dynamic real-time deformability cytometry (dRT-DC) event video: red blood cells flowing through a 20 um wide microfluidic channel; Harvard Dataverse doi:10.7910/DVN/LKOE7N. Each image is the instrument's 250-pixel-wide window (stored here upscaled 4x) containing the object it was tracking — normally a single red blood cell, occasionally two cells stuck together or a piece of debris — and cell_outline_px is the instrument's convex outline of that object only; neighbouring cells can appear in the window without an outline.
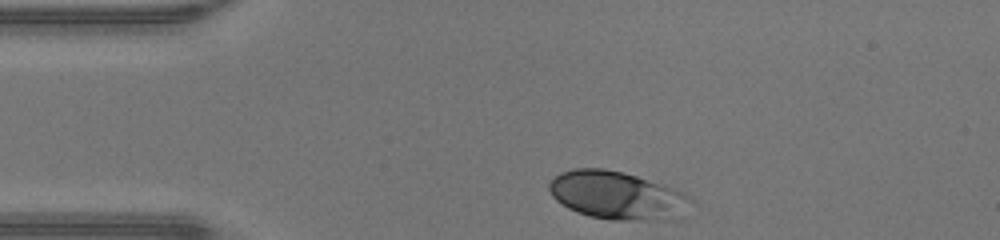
{"species": "human", "species_latin": "Homo sapiens", "temperature_condition": "warm", "stored_images_in_passage": 30, "camera_frame_rate_fps": 3000, "um_per_image_px": 0.085, "donor": {"sex": "male"}, "frame": {"image": 1, "passage_image": 1, "time_ms": 0.0, "image_size_px": [1000, 240], "cell_outline_px": [[692, 200], [668, 212], [636, 220], [608, 220], [588, 216], [576, 212], [568, 208], [556, 200], [552, 196], [548, 188], [548, 184], [560, 172], [572, 168], [604, 168], [636, 176], [680, 192], [688, 196]], "centroid_in_image_um": [52.12, 16.53], "position_along_channel_um": 32.9, "area_um2": 37.11}}
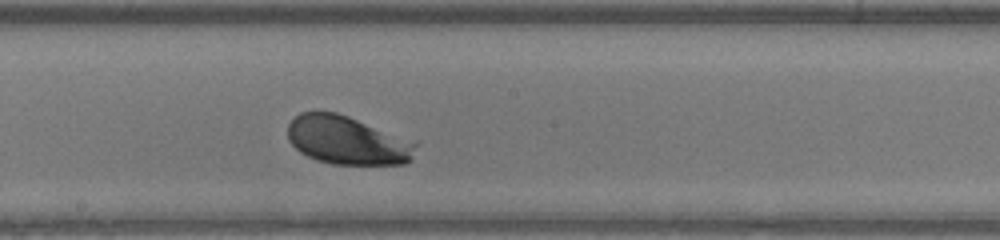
{"frame": {"image": 2, "passage_image": 17, "time_ms": 5.333, "image_size_px": [1000, 240], "cell_outline_px": [[420, 140], [408, 160], [404, 164], [332, 164], [316, 160], [300, 152], [288, 140], [288, 124], [300, 112], [336, 112]], "centroid_in_image_um": [29.57, 11.91], "position_along_channel_um": 218.6, "area_um2": 36.59}}
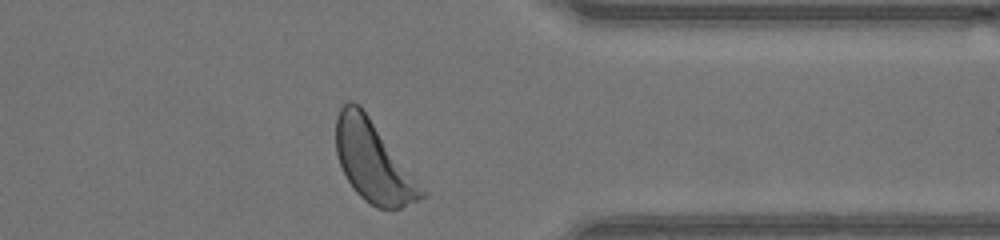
{"frame": {"image": 3, "passage_image": 29, "time_ms": 9.333, "image_size_px": [1000, 240], "cell_outline_px": [[428, 196], [400, 208], [376, 208], [364, 200], [352, 188], [340, 164], [336, 152], [336, 116], [340, 108], [348, 100], [352, 100], [360, 104], [428, 192]], "centroid_in_image_um": [31.75, 13.73], "position_along_channel_um": 379.7, "area_um2": 40.52}, "authors_computed_cell_mechanics": {"area_um2": 36.5296, "velocity_mm_per_s": 4.2876, "shape_relaxation_time_tau1_ms": 1.3852, "shape_relaxation_time_tau2_ms": 7.8766, "deformation_change_tau1": 0.115, "deformation_change_tau2": 0.1934}}